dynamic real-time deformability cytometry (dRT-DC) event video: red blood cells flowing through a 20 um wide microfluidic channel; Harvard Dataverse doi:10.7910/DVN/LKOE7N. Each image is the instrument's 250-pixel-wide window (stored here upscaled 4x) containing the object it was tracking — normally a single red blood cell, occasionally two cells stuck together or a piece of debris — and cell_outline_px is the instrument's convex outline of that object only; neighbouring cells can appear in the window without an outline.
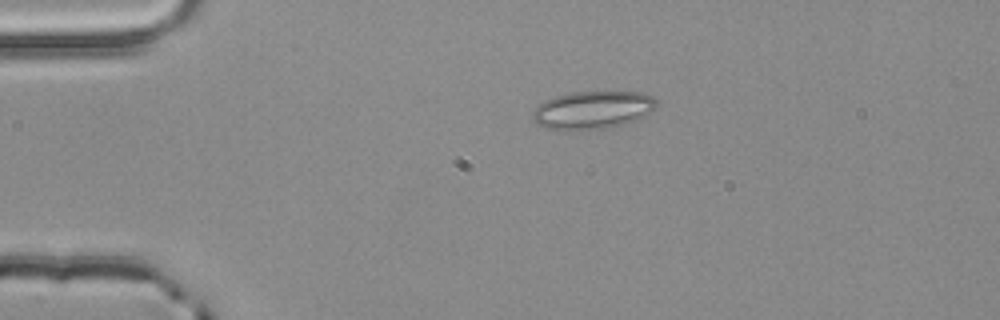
{"species": "common noctule bat (a hibernating species)", "species_latin": "Nyctalus noctula", "temperature_condition": "room temperature", "stored_images_in_passage": 3, "camera_frame_rate_fps": 3000, "um_per_image_px": 0.085, "animal": {"sex": "male", "body_mass_g": 20.4}, "frame": {"image": 1, "passage_image": 2, "time_ms": 0.333, "image_size_px": [1000, 320], "cell_outline_px": [[656, 108], [640, 120], [608, 128], [584, 132], [568, 132], [544, 128], [536, 124], [532, 116], [532, 112], [544, 100], [568, 92], [644, 92], [652, 96], [656, 100]], "centroid_in_image_um": [50.37, 9.39], "position_along_channel_um": 34.6, "area_um2": 28.32}}